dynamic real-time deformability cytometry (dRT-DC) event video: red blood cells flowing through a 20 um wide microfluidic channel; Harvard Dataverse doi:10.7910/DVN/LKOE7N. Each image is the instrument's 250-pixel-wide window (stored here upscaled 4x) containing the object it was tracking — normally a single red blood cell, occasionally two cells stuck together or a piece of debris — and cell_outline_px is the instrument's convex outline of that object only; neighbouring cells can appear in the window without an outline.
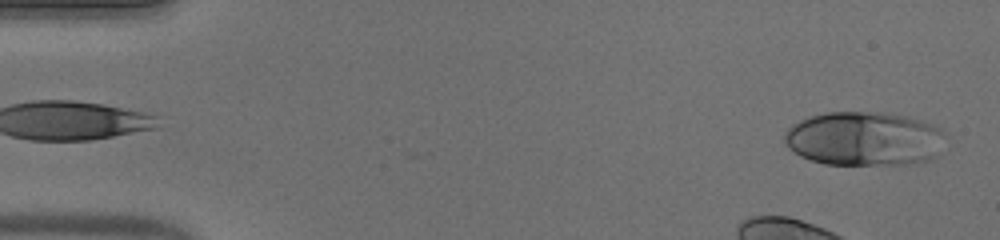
{"species": "human", "species_latin": "Homo sapiens", "temperature_condition": "warm", "stored_images_in_passage": 43, "camera_frame_rate_fps": 3000, "um_per_image_px": 0.085, "donor": {"sex": "male"}, "frame": {"image": 1, "passage_image": 1, "time_ms": 0.0, "image_size_px": [1000, 240], "cell_outline_px": [[948, 136], [936, 156], [928, 160], [904, 164], [824, 164], [800, 156], [788, 148], [784, 140], [784, 132], [792, 124], [808, 116], [824, 112], [884, 112], [908, 116], [924, 120], [936, 124]], "centroid_in_image_um": [73.49, 11.77], "position_along_channel_um": 11.5, "area_um2": 51.5}, "authors_computed_cell_mechanics": {"area_um2": 36.5874, "velocity_mm_per_s": 3.862, "shape_relaxation_time_tau1_ms": 2.3017, "shape_relaxation_time_tau2_ms": null, "deformation_change_tau1": 0.1332, "deformation_change_tau2": null}}